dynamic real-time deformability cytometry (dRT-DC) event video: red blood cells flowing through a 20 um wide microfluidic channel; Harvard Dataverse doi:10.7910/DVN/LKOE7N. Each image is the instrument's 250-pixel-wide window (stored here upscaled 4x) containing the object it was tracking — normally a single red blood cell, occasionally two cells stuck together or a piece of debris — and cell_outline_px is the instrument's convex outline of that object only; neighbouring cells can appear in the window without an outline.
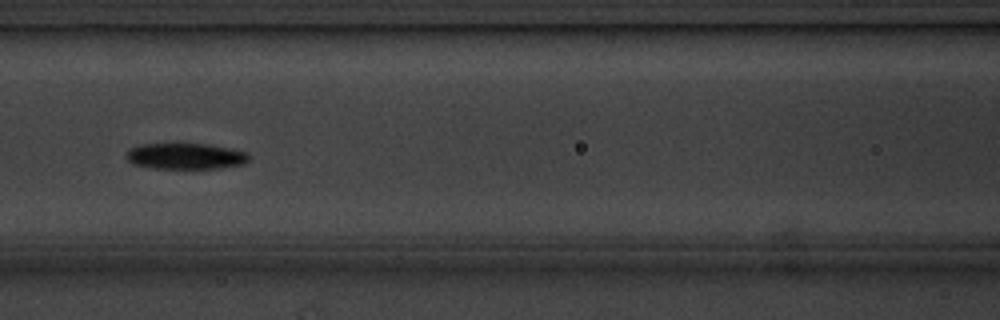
{"species": "common noctule bat (a hibernating species)", "species_latin": "Nyctalus noctula", "temperature_condition": "cold", "stored_images_in_passage": 9, "camera_frame_rate_fps": 3000, "um_per_image_px": 0.085, "animal": {"sex": "male", "body_mass_g": 20.1, "forearm_length_mm": 53.5}, "frame": {"image": 1, "passage_image": 6, "time_ms": 7.0, "image_size_px": [1000, 320], "cell_outline_px": [[248, 160], [244, 164], [220, 168], [152, 168], [132, 164], [124, 156], [132, 148], [144, 144], [208, 144], [248, 152]], "centroid_in_image_um": [15.78, 13.28], "position_along_channel_um": 150.8, "area_um2": 18.44}}